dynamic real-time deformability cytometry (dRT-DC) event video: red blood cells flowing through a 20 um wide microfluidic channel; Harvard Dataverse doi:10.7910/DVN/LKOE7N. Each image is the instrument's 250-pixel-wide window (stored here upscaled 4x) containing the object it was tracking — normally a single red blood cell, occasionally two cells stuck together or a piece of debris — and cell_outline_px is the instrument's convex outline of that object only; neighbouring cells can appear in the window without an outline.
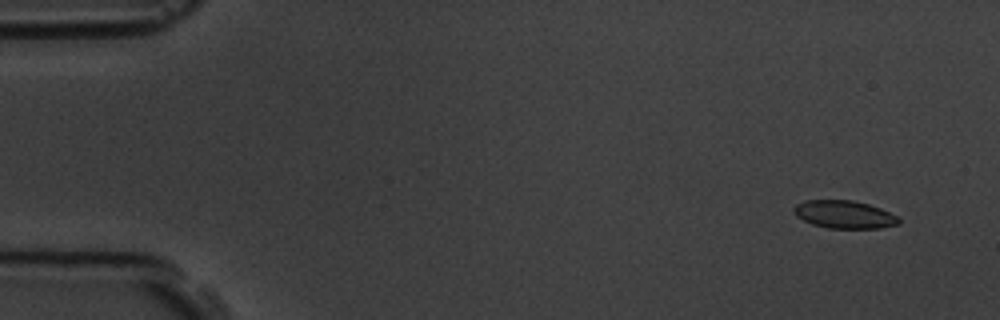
{"species": "common noctule bat (a hibernating species)", "species_latin": "Nyctalus noctula", "temperature_condition": "room temperature", "stored_images_in_passage": 5, "camera_frame_rate_fps": 3000, "um_per_image_px": 0.085, "animal": {"sex": "male", "body_mass_g": 19.5, "forearm_length_mm": 54.6}, "frame": {"image": 1, "passage_image": 1, "time_ms": 0.0, "image_size_px": [1000, 320], "cell_outline_px": [[900, 224], [880, 228], [828, 228], [812, 224], [796, 216], [792, 212], [792, 208], [796, 204], [804, 200], [852, 200], [868, 204], [880, 208], [896, 216], [900, 220]], "centroid_in_image_um": [71.73, 18.22], "position_along_channel_um": 13.3, "area_um2": 17.05}}
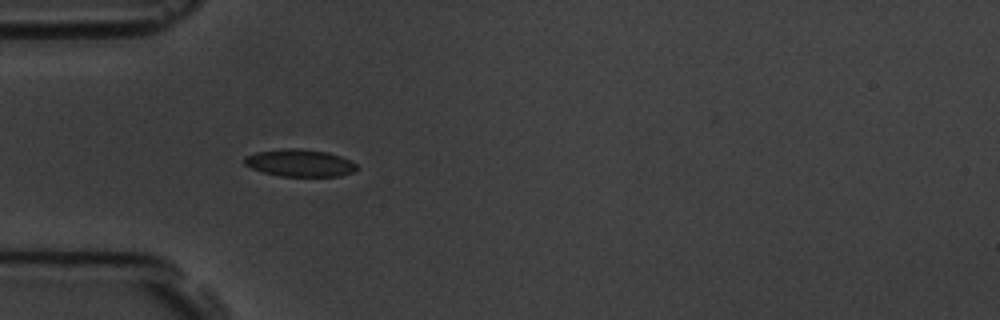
{"frame": {"image": 2, "passage_image": 4, "time_ms": 4.333, "image_size_px": [1000, 320], "cell_outline_px": [[360, 168], [352, 172], [340, 176], [280, 176], [264, 172], [252, 168], [244, 164], [244, 156], [256, 152], [284, 148], [300, 148], [328, 152], [340, 156], [356, 164]], "centroid_in_image_um": [25.48, 13.84], "position_along_channel_um": 59.5, "area_um2": 17.86}}
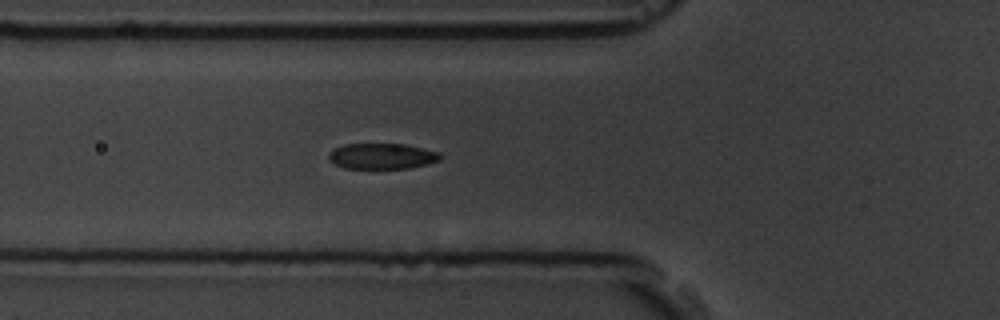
{"frame": {"image": 3, "passage_image": 5, "time_ms": 5.333, "image_size_px": [1000, 320], "cell_outline_px": [[440, 160], [428, 164], [408, 168], [344, 168], [328, 160], [328, 152], [344, 144], [404, 144], [440, 152]], "centroid_in_image_um": [32.46, 13.27], "position_along_channel_um": 93.3, "area_um2": 16.65}}